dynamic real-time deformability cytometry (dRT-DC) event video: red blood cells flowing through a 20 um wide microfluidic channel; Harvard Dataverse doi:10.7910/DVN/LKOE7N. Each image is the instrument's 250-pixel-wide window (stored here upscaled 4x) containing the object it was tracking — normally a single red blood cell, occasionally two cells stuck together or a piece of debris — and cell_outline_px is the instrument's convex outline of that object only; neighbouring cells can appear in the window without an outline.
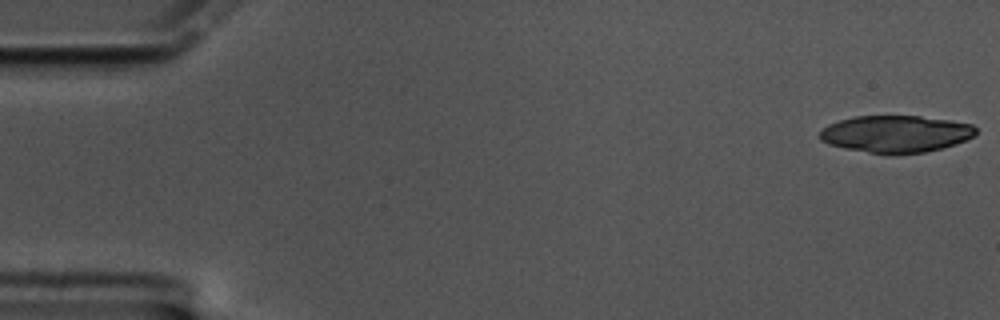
{"species": "common noctule bat (a hibernating species)", "species_latin": "Nyctalus noctula", "temperature_condition": "cold", "stored_images_in_passage": 58, "camera_frame_rate_fps": 3000, "um_per_image_px": 0.085, "animal": {"sex": "male", "body_mass_g": 17.5, "forearm_length_mm": 52.3}, "frame": {"image": 1, "passage_image": 1, "time_ms": 0.0, "image_size_px": [1000, 320], "cell_outline_px": [[976, 136], [956, 144], [924, 152], [892, 156], [888, 156], [844, 148], [828, 144], [820, 140], [820, 132], [828, 124], [840, 120], [856, 116], [920, 116], [952, 120], [972, 124], [976, 128]], "centroid_in_image_um": [76.16, 11.4], "position_along_channel_um": 8.8, "area_um2": 34.16}}
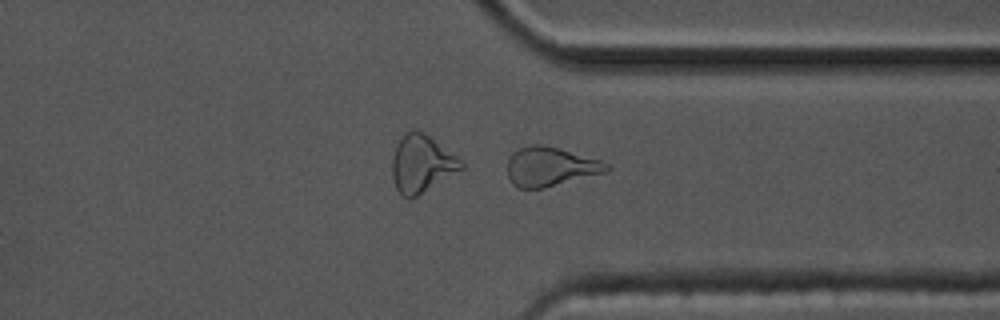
{"frame": {"image": 2, "passage_image": 45, "time_ms": 14.667, "image_size_px": [1000, 320], "cell_outline_px": [[612, 168], [608, 172], [544, 188], [520, 188], [512, 184], [508, 176], [508, 156], [516, 148], [532, 144], [540, 144], [560, 148], [600, 160], [608, 164]], "centroid_in_image_um": [46.78, 14.15], "position_along_channel_um": 364.6, "area_um2": 22.95}, "authors_computed_cell_mechanics": {"area_um2": 29.2179, "velocity_mm_per_s": 3.3853, "shape_relaxation_time_tau1_ms": 5.1546, "shape_relaxation_time_tau2_ms": 3.2521, "deformation_change_tau1": 0.1705, "deformation_change_tau2": 0.1164}}